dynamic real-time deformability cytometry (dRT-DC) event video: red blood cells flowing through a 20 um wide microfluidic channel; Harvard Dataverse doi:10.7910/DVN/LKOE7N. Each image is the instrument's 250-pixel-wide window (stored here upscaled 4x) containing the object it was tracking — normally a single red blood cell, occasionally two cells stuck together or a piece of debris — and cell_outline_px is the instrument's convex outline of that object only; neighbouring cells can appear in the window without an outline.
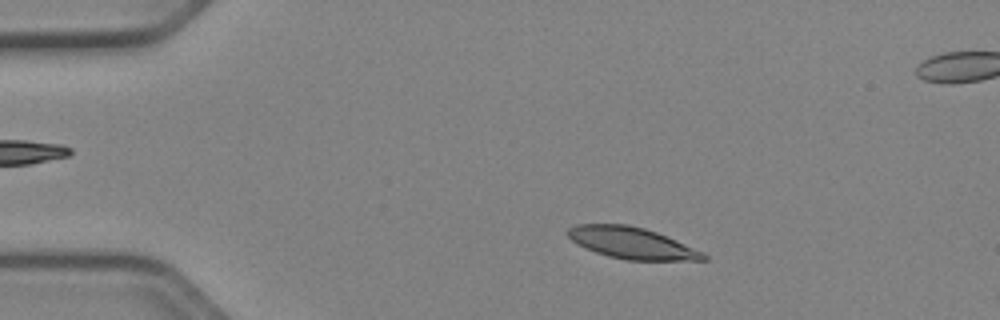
{"species": "Egyptian fruit bat (a non-hibernating species)", "species_latin": "Rousettus aegyptiacus", "temperature_condition": "cold", "stored_images_in_passage": 14, "camera_frame_rate_fps": 3000, "um_per_image_px": 0.085, "animal": {"sex": "female"}, "frame": {"image": 1, "passage_image": 7, "time_ms": 2.0, "image_size_px": [1000, 320], "cell_outline_px": [[708, 260], [624, 260], [608, 256], [596, 252], [572, 240], [564, 232], [568, 228], [576, 224], [628, 224], [644, 228], [656, 232], [676, 240], [704, 252], [708, 256]], "centroid_in_image_um": [53.71, 20.65], "position_along_channel_um": 31.3, "area_um2": 24.8}}